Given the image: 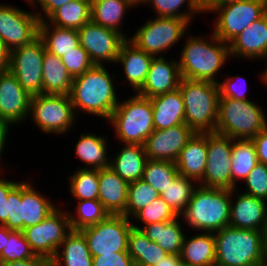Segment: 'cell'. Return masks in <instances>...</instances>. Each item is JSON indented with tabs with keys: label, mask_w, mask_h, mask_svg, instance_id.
Returning <instances> with one entry per match:
<instances>
[{
	"label": "cell",
	"mask_w": 267,
	"mask_h": 266,
	"mask_svg": "<svg viewBox=\"0 0 267 266\" xmlns=\"http://www.w3.org/2000/svg\"><path fill=\"white\" fill-rule=\"evenodd\" d=\"M154 56L147 54L139 49L129 39H126L120 47L116 62L114 65L120 64L123 70L125 81L121 80L124 84L127 83L132 92L136 93L145 81L148 74L150 64ZM134 90V91H133Z\"/></svg>",
	"instance_id": "cell-23"
},
{
	"label": "cell",
	"mask_w": 267,
	"mask_h": 266,
	"mask_svg": "<svg viewBox=\"0 0 267 266\" xmlns=\"http://www.w3.org/2000/svg\"><path fill=\"white\" fill-rule=\"evenodd\" d=\"M115 151L111 156L110 165L114 172H116L126 182L131 183L142 179L145 163L148 160L144 145L125 144ZM117 152V153H116Z\"/></svg>",
	"instance_id": "cell-27"
},
{
	"label": "cell",
	"mask_w": 267,
	"mask_h": 266,
	"mask_svg": "<svg viewBox=\"0 0 267 266\" xmlns=\"http://www.w3.org/2000/svg\"><path fill=\"white\" fill-rule=\"evenodd\" d=\"M129 183L111 168L99 169V201L110 215H125Z\"/></svg>",
	"instance_id": "cell-24"
},
{
	"label": "cell",
	"mask_w": 267,
	"mask_h": 266,
	"mask_svg": "<svg viewBox=\"0 0 267 266\" xmlns=\"http://www.w3.org/2000/svg\"><path fill=\"white\" fill-rule=\"evenodd\" d=\"M0 256L3 263L27 260L37 257L25 239L23 232L10 229L9 239H6L5 247L0 253Z\"/></svg>",
	"instance_id": "cell-45"
},
{
	"label": "cell",
	"mask_w": 267,
	"mask_h": 266,
	"mask_svg": "<svg viewBox=\"0 0 267 266\" xmlns=\"http://www.w3.org/2000/svg\"><path fill=\"white\" fill-rule=\"evenodd\" d=\"M68 179V189L72 199L99 200V169L76 168Z\"/></svg>",
	"instance_id": "cell-38"
},
{
	"label": "cell",
	"mask_w": 267,
	"mask_h": 266,
	"mask_svg": "<svg viewBox=\"0 0 267 266\" xmlns=\"http://www.w3.org/2000/svg\"><path fill=\"white\" fill-rule=\"evenodd\" d=\"M131 219L125 215H109L104 221L80 231L86 238L92 256L127 252Z\"/></svg>",
	"instance_id": "cell-13"
},
{
	"label": "cell",
	"mask_w": 267,
	"mask_h": 266,
	"mask_svg": "<svg viewBox=\"0 0 267 266\" xmlns=\"http://www.w3.org/2000/svg\"><path fill=\"white\" fill-rule=\"evenodd\" d=\"M243 182L245 189L241 192L267 201L266 164L258 162Z\"/></svg>",
	"instance_id": "cell-46"
},
{
	"label": "cell",
	"mask_w": 267,
	"mask_h": 266,
	"mask_svg": "<svg viewBox=\"0 0 267 266\" xmlns=\"http://www.w3.org/2000/svg\"><path fill=\"white\" fill-rule=\"evenodd\" d=\"M106 65H94L82 75L73 78L70 99L76 116L80 113L108 121L119 103V88H115L114 77Z\"/></svg>",
	"instance_id": "cell-1"
},
{
	"label": "cell",
	"mask_w": 267,
	"mask_h": 266,
	"mask_svg": "<svg viewBox=\"0 0 267 266\" xmlns=\"http://www.w3.org/2000/svg\"><path fill=\"white\" fill-rule=\"evenodd\" d=\"M6 173L0 174V225H4L8 220L7 215V198L9 192L20 182L12 181L8 177L5 178Z\"/></svg>",
	"instance_id": "cell-51"
},
{
	"label": "cell",
	"mask_w": 267,
	"mask_h": 266,
	"mask_svg": "<svg viewBox=\"0 0 267 266\" xmlns=\"http://www.w3.org/2000/svg\"><path fill=\"white\" fill-rule=\"evenodd\" d=\"M73 207V213L68 211L72 230H81L98 224L110 215L99 200H79Z\"/></svg>",
	"instance_id": "cell-40"
},
{
	"label": "cell",
	"mask_w": 267,
	"mask_h": 266,
	"mask_svg": "<svg viewBox=\"0 0 267 266\" xmlns=\"http://www.w3.org/2000/svg\"><path fill=\"white\" fill-rule=\"evenodd\" d=\"M256 102L220 98L215 133L233 140L255 137L267 126V113Z\"/></svg>",
	"instance_id": "cell-7"
},
{
	"label": "cell",
	"mask_w": 267,
	"mask_h": 266,
	"mask_svg": "<svg viewBox=\"0 0 267 266\" xmlns=\"http://www.w3.org/2000/svg\"><path fill=\"white\" fill-rule=\"evenodd\" d=\"M39 37L44 42L45 49L58 57L80 44L77 29L57 27L47 20L39 22Z\"/></svg>",
	"instance_id": "cell-34"
},
{
	"label": "cell",
	"mask_w": 267,
	"mask_h": 266,
	"mask_svg": "<svg viewBox=\"0 0 267 266\" xmlns=\"http://www.w3.org/2000/svg\"><path fill=\"white\" fill-rule=\"evenodd\" d=\"M30 99L10 71L0 72V123L15 127L29 120Z\"/></svg>",
	"instance_id": "cell-18"
},
{
	"label": "cell",
	"mask_w": 267,
	"mask_h": 266,
	"mask_svg": "<svg viewBox=\"0 0 267 266\" xmlns=\"http://www.w3.org/2000/svg\"><path fill=\"white\" fill-rule=\"evenodd\" d=\"M133 260L128 252H113L92 256V266H132Z\"/></svg>",
	"instance_id": "cell-50"
},
{
	"label": "cell",
	"mask_w": 267,
	"mask_h": 266,
	"mask_svg": "<svg viewBox=\"0 0 267 266\" xmlns=\"http://www.w3.org/2000/svg\"><path fill=\"white\" fill-rule=\"evenodd\" d=\"M194 134L186 124L154 130L144 143L146 156L151 160L176 162L181 150Z\"/></svg>",
	"instance_id": "cell-19"
},
{
	"label": "cell",
	"mask_w": 267,
	"mask_h": 266,
	"mask_svg": "<svg viewBox=\"0 0 267 266\" xmlns=\"http://www.w3.org/2000/svg\"><path fill=\"white\" fill-rule=\"evenodd\" d=\"M82 48L94 65L115 64L121 44L126 38L118 31L92 21L78 29Z\"/></svg>",
	"instance_id": "cell-17"
},
{
	"label": "cell",
	"mask_w": 267,
	"mask_h": 266,
	"mask_svg": "<svg viewBox=\"0 0 267 266\" xmlns=\"http://www.w3.org/2000/svg\"><path fill=\"white\" fill-rule=\"evenodd\" d=\"M181 256L176 254H168L165 258L161 259L154 266H180Z\"/></svg>",
	"instance_id": "cell-57"
},
{
	"label": "cell",
	"mask_w": 267,
	"mask_h": 266,
	"mask_svg": "<svg viewBox=\"0 0 267 266\" xmlns=\"http://www.w3.org/2000/svg\"><path fill=\"white\" fill-rule=\"evenodd\" d=\"M144 5L151 7L158 17H175L192 22L198 14H203L199 0H147Z\"/></svg>",
	"instance_id": "cell-39"
},
{
	"label": "cell",
	"mask_w": 267,
	"mask_h": 266,
	"mask_svg": "<svg viewBox=\"0 0 267 266\" xmlns=\"http://www.w3.org/2000/svg\"><path fill=\"white\" fill-rule=\"evenodd\" d=\"M178 176L179 172L175 162L148 159L142 179L161 194Z\"/></svg>",
	"instance_id": "cell-41"
},
{
	"label": "cell",
	"mask_w": 267,
	"mask_h": 266,
	"mask_svg": "<svg viewBox=\"0 0 267 266\" xmlns=\"http://www.w3.org/2000/svg\"><path fill=\"white\" fill-rule=\"evenodd\" d=\"M263 238H264V247H265V251L267 253V221L265 223V227L263 229Z\"/></svg>",
	"instance_id": "cell-60"
},
{
	"label": "cell",
	"mask_w": 267,
	"mask_h": 266,
	"mask_svg": "<svg viewBox=\"0 0 267 266\" xmlns=\"http://www.w3.org/2000/svg\"><path fill=\"white\" fill-rule=\"evenodd\" d=\"M207 162V133H195L176 160L179 175L194 180L203 179Z\"/></svg>",
	"instance_id": "cell-25"
},
{
	"label": "cell",
	"mask_w": 267,
	"mask_h": 266,
	"mask_svg": "<svg viewBox=\"0 0 267 266\" xmlns=\"http://www.w3.org/2000/svg\"><path fill=\"white\" fill-rule=\"evenodd\" d=\"M239 0H199L200 2V7L202 10V13H209L211 14V11L219 6L225 5V4H229L232 2H236Z\"/></svg>",
	"instance_id": "cell-56"
},
{
	"label": "cell",
	"mask_w": 267,
	"mask_h": 266,
	"mask_svg": "<svg viewBox=\"0 0 267 266\" xmlns=\"http://www.w3.org/2000/svg\"><path fill=\"white\" fill-rule=\"evenodd\" d=\"M198 184L187 177L179 175L160 197L180 216L188 207L192 193Z\"/></svg>",
	"instance_id": "cell-42"
},
{
	"label": "cell",
	"mask_w": 267,
	"mask_h": 266,
	"mask_svg": "<svg viewBox=\"0 0 267 266\" xmlns=\"http://www.w3.org/2000/svg\"><path fill=\"white\" fill-rule=\"evenodd\" d=\"M258 163L256 149L251 140H233L232 189L238 188Z\"/></svg>",
	"instance_id": "cell-37"
},
{
	"label": "cell",
	"mask_w": 267,
	"mask_h": 266,
	"mask_svg": "<svg viewBox=\"0 0 267 266\" xmlns=\"http://www.w3.org/2000/svg\"><path fill=\"white\" fill-rule=\"evenodd\" d=\"M113 126L115 139L125 144L144 145L154 131L153 110L150 98L134 93L119 100L108 120Z\"/></svg>",
	"instance_id": "cell-6"
},
{
	"label": "cell",
	"mask_w": 267,
	"mask_h": 266,
	"mask_svg": "<svg viewBox=\"0 0 267 266\" xmlns=\"http://www.w3.org/2000/svg\"><path fill=\"white\" fill-rule=\"evenodd\" d=\"M180 266H195V265H189V264H185V263L181 262Z\"/></svg>",
	"instance_id": "cell-63"
},
{
	"label": "cell",
	"mask_w": 267,
	"mask_h": 266,
	"mask_svg": "<svg viewBox=\"0 0 267 266\" xmlns=\"http://www.w3.org/2000/svg\"><path fill=\"white\" fill-rule=\"evenodd\" d=\"M184 39L185 44L177 59L181 78L218 84L219 72L231 60L229 44L220 40L212 31L209 36L204 34V37L190 33Z\"/></svg>",
	"instance_id": "cell-2"
},
{
	"label": "cell",
	"mask_w": 267,
	"mask_h": 266,
	"mask_svg": "<svg viewBox=\"0 0 267 266\" xmlns=\"http://www.w3.org/2000/svg\"><path fill=\"white\" fill-rule=\"evenodd\" d=\"M3 266H51V261L37 256L32 259L3 263Z\"/></svg>",
	"instance_id": "cell-53"
},
{
	"label": "cell",
	"mask_w": 267,
	"mask_h": 266,
	"mask_svg": "<svg viewBox=\"0 0 267 266\" xmlns=\"http://www.w3.org/2000/svg\"><path fill=\"white\" fill-rule=\"evenodd\" d=\"M177 217L178 215L159 196L156 200L149 203L145 208L138 211L131 218V222L134 228L141 229L145 225L157 222L171 221Z\"/></svg>",
	"instance_id": "cell-44"
},
{
	"label": "cell",
	"mask_w": 267,
	"mask_h": 266,
	"mask_svg": "<svg viewBox=\"0 0 267 266\" xmlns=\"http://www.w3.org/2000/svg\"><path fill=\"white\" fill-rule=\"evenodd\" d=\"M44 50V42L38 36L30 44L11 51L9 71L30 96L42 94Z\"/></svg>",
	"instance_id": "cell-14"
},
{
	"label": "cell",
	"mask_w": 267,
	"mask_h": 266,
	"mask_svg": "<svg viewBox=\"0 0 267 266\" xmlns=\"http://www.w3.org/2000/svg\"><path fill=\"white\" fill-rule=\"evenodd\" d=\"M51 266H92V255L80 230H71L66 235Z\"/></svg>",
	"instance_id": "cell-32"
},
{
	"label": "cell",
	"mask_w": 267,
	"mask_h": 266,
	"mask_svg": "<svg viewBox=\"0 0 267 266\" xmlns=\"http://www.w3.org/2000/svg\"><path fill=\"white\" fill-rule=\"evenodd\" d=\"M127 252L133 262L148 266L156 265L168 255L156 242L150 241L141 229L134 227L129 232Z\"/></svg>",
	"instance_id": "cell-35"
},
{
	"label": "cell",
	"mask_w": 267,
	"mask_h": 266,
	"mask_svg": "<svg viewBox=\"0 0 267 266\" xmlns=\"http://www.w3.org/2000/svg\"><path fill=\"white\" fill-rule=\"evenodd\" d=\"M38 15L40 21L47 20L61 6L72 0H24ZM40 6V9L38 7ZM40 10V11H39Z\"/></svg>",
	"instance_id": "cell-49"
},
{
	"label": "cell",
	"mask_w": 267,
	"mask_h": 266,
	"mask_svg": "<svg viewBox=\"0 0 267 266\" xmlns=\"http://www.w3.org/2000/svg\"><path fill=\"white\" fill-rule=\"evenodd\" d=\"M153 110L154 130H162L185 124V107L179 89L150 97Z\"/></svg>",
	"instance_id": "cell-26"
},
{
	"label": "cell",
	"mask_w": 267,
	"mask_h": 266,
	"mask_svg": "<svg viewBox=\"0 0 267 266\" xmlns=\"http://www.w3.org/2000/svg\"><path fill=\"white\" fill-rule=\"evenodd\" d=\"M211 13L215 18L211 31L229 44L244 29L267 13V0H239L216 7Z\"/></svg>",
	"instance_id": "cell-11"
},
{
	"label": "cell",
	"mask_w": 267,
	"mask_h": 266,
	"mask_svg": "<svg viewBox=\"0 0 267 266\" xmlns=\"http://www.w3.org/2000/svg\"><path fill=\"white\" fill-rule=\"evenodd\" d=\"M11 129L10 126L0 123V174L4 173V168L1 167V163L3 161V152L5 151L4 149H6V143H7V139H9V130ZM2 170V171H1Z\"/></svg>",
	"instance_id": "cell-55"
},
{
	"label": "cell",
	"mask_w": 267,
	"mask_h": 266,
	"mask_svg": "<svg viewBox=\"0 0 267 266\" xmlns=\"http://www.w3.org/2000/svg\"><path fill=\"white\" fill-rule=\"evenodd\" d=\"M61 61L72 78L82 75L85 71L90 70L94 66L89 54L80 44L74 48V50L63 55Z\"/></svg>",
	"instance_id": "cell-48"
},
{
	"label": "cell",
	"mask_w": 267,
	"mask_h": 266,
	"mask_svg": "<svg viewBox=\"0 0 267 266\" xmlns=\"http://www.w3.org/2000/svg\"><path fill=\"white\" fill-rule=\"evenodd\" d=\"M39 17L17 5L0 3V38L12 51L39 36Z\"/></svg>",
	"instance_id": "cell-16"
},
{
	"label": "cell",
	"mask_w": 267,
	"mask_h": 266,
	"mask_svg": "<svg viewBox=\"0 0 267 266\" xmlns=\"http://www.w3.org/2000/svg\"><path fill=\"white\" fill-rule=\"evenodd\" d=\"M253 142L257 160L267 165V126L251 139Z\"/></svg>",
	"instance_id": "cell-52"
},
{
	"label": "cell",
	"mask_w": 267,
	"mask_h": 266,
	"mask_svg": "<svg viewBox=\"0 0 267 266\" xmlns=\"http://www.w3.org/2000/svg\"><path fill=\"white\" fill-rule=\"evenodd\" d=\"M11 50L0 38V72H7L10 68Z\"/></svg>",
	"instance_id": "cell-54"
},
{
	"label": "cell",
	"mask_w": 267,
	"mask_h": 266,
	"mask_svg": "<svg viewBox=\"0 0 267 266\" xmlns=\"http://www.w3.org/2000/svg\"><path fill=\"white\" fill-rule=\"evenodd\" d=\"M60 205L42 222L22 230L25 239L36 256L52 261L66 235L72 230L69 209Z\"/></svg>",
	"instance_id": "cell-12"
},
{
	"label": "cell",
	"mask_w": 267,
	"mask_h": 266,
	"mask_svg": "<svg viewBox=\"0 0 267 266\" xmlns=\"http://www.w3.org/2000/svg\"><path fill=\"white\" fill-rule=\"evenodd\" d=\"M160 194L143 179L129 183L126 217L131 219L138 211L156 200Z\"/></svg>",
	"instance_id": "cell-43"
},
{
	"label": "cell",
	"mask_w": 267,
	"mask_h": 266,
	"mask_svg": "<svg viewBox=\"0 0 267 266\" xmlns=\"http://www.w3.org/2000/svg\"><path fill=\"white\" fill-rule=\"evenodd\" d=\"M240 190V188L231 190L229 226L263 231L267 221V201Z\"/></svg>",
	"instance_id": "cell-20"
},
{
	"label": "cell",
	"mask_w": 267,
	"mask_h": 266,
	"mask_svg": "<svg viewBox=\"0 0 267 266\" xmlns=\"http://www.w3.org/2000/svg\"><path fill=\"white\" fill-rule=\"evenodd\" d=\"M230 59L250 61L267 57V13L229 43Z\"/></svg>",
	"instance_id": "cell-22"
},
{
	"label": "cell",
	"mask_w": 267,
	"mask_h": 266,
	"mask_svg": "<svg viewBox=\"0 0 267 266\" xmlns=\"http://www.w3.org/2000/svg\"><path fill=\"white\" fill-rule=\"evenodd\" d=\"M224 80L218 82L220 98H231L234 100H253L248 97V83L245 77L238 75L222 76Z\"/></svg>",
	"instance_id": "cell-47"
},
{
	"label": "cell",
	"mask_w": 267,
	"mask_h": 266,
	"mask_svg": "<svg viewBox=\"0 0 267 266\" xmlns=\"http://www.w3.org/2000/svg\"><path fill=\"white\" fill-rule=\"evenodd\" d=\"M47 21L57 27L78 30L91 21V1L72 0L56 10Z\"/></svg>",
	"instance_id": "cell-36"
},
{
	"label": "cell",
	"mask_w": 267,
	"mask_h": 266,
	"mask_svg": "<svg viewBox=\"0 0 267 266\" xmlns=\"http://www.w3.org/2000/svg\"><path fill=\"white\" fill-rule=\"evenodd\" d=\"M108 136L97 133H81L76 141V158L80 159L85 166L80 169H103L110 165V152L108 150Z\"/></svg>",
	"instance_id": "cell-28"
},
{
	"label": "cell",
	"mask_w": 267,
	"mask_h": 266,
	"mask_svg": "<svg viewBox=\"0 0 267 266\" xmlns=\"http://www.w3.org/2000/svg\"><path fill=\"white\" fill-rule=\"evenodd\" d=\"M217 266L267 264L263 231L225 226L214 232Z\"/></svg>",
	"instance_id": "cell-3"
},
{
	"label": "cell",
	"mask_w": 267,
	"mask_h": 266,
	"mask_svg": "<svg viewBox=\"0 0 267 266\" xmlns=\"http://www.w3.org/2000/svg\"><path fill=\"white\" fill-rule=\"evenodd\" d=\"M131 2L135 7H138V5H144L147 0H128Z\"/></svg>",
	"instance_id": "cell-61"
},
{
	"label": "cell",
	"mask_w": 267,
	"mask_h": 266,
	"mask_svg": "<svg viewBox=\"0 0 267 266\" xmlns=\"http://www.w3.org/2000/svg\"><path fill=\"white\" fill-rule=\"evenodd\" d=\"M30 118L31 125L37 126L40 132L58 136L74 129L79 119L69 95L53 94L31 96Z\"/></svg>",
	"instance_id": "cell-9"
},
{
	"label": "cell",
	"mask_w": 267,
	"mask_h": 266,
	"mask_svg": "<svg viewBox=\"0 0 267 266\" xmlns=\"http://www.w3.org/2000/svg\"><path fill=\"white\" fill-rule=\"evenodd\" d=\"M133 8L135 6L128 0H91V21L114 29L129 39L130 36L122 29V25L126 19V12Z\"/></svg>",
	"instance_id": "cell-31"
},
{
	"label": "cell",
	"mask_w": 267,
	"mask_h": 266,
	"mask_svg": "<svg viewBox=\"0 0 267 266\" xmlns=\"http://www.w3.org/2000/svg\"><path fill=\"white\" fill-rule=\"evenodd\" d=\"M181 262L195 266H214L216 259L215 238L212 232L185 235L180 253Z\"/></svg>",
	"instance_id": "cell-30"
},
{
	"label": "cell",
	"mask_w": 267,
	"mask_h": 266,
	"mask_svg": "<svg viewBox=\"0 0 267 266\" xmlns=\"http://www.w3.org/2000/svg\"><path fill=\"white\" fill-rule=\"evenodd\" d=\"M6 239H9V229L5 225H0V253L5 247Z\"/></svg>",
	"instance_id": "cell-58"
},
{
	"label": "cell",
	"mask_w": 267,
	"mask_h": 266,
	"mask_svg": "<svg viewBox=\"0 0 267 266\" xmlns=\"http://www.w3.org/2000/svg\"><path fill=\"white\" fill-rule=\"evenodd\" d=\"M179 220H182L181 216L171 221L151 223L143 226L141 231L168 254L180 255L186 231Z\"/></svg>",
	"instance_id": "cell-29"
},
{
	"label": "cell",
	"mask_w": 267,
	"mask_h": 266,
	"mask_svg": "<svg viewBox=\"0 0 267 266\" xmlns=\"http://www.w3.org/2000/svg\"><path fill=\"white\" fill-rule=\"evenodd\" d=\"M42 94L69 95L72 76L61 61V57L44 50Z\"/></svg>",
	"instance_id": "cell-33"
},
{
	"label": "cell",
	"mask_w": 267,
	"mask_h": 266,
	"mask_svg": "<svg viewBox=\"0 0 267 266\" xmlns=\"http://www.w3.org/2000/svg\"><path fill=\"white\" fill-rule=\"evenodd\" d=\"M185 107V124L195 133H215L219 107L217 83L181 78L179 87Z\"/></svg>",
	"instance_id": "cell-5"
},
{
	"label": "cell",
	"mask_w": 267,
	"mask_h": 266,
	"mask_svg": "<svg viewBox=\"0 0 267 266\" xmlns=\"http://www.w3.org/2000/svg\"><path fill=\"white\" fill-rule=\"evenodd\" d=\"M231 190L197 186L180 215L185 225L196 232H216L229 226Z\"/></svg>",
	"instance_id": "cell-4"
},
{
	"label": "cell",
	"mask_w": 267,
	"mask_h": 266,
	"mask_svg": "<svg viewBox=\"0 0 267 266\" xmlns=\"http://www.w3.org/2000/svg\"><path fill=\"white\" fill-rule=\"evenodd\" d=\"M33 183L29 179L21 180L9 192L7 198L8 220L4 224L8 229L22 231L24 228L37 225L59 206L50 196L40 193Z\"/></svg>",
	"instance_id": "cell-8"
},
{
	"label": "cell",
	"mask_w": 267,
	"mask_h": 266,
	"mask_svg": "<svg viewBox=\"0 0 267 266\" xmlns=\"http://www.w3.org/2000/svg\"><path fill=\"white\" fill-rule=\"evenodd\" d=\"M191 23L175 17H151L136 28L129 40L147 54L164 56L163 53L170 51L186 36Z\"/></svg>",
	"instance_id": "cell-10"
},
{
	"label": "cell",
	"mask_w": 267,
	"mask_h": 266,
	"mask_svg": "<svg viewBox=\"0 0 267 266\" xmlns=\"http://www.w3.org/2000/svg\"><path fill=\"white\" fill-rule=\"evenodd\" d=\"M264 62L267 64V57L265 59H263ZM260 80H262L261 82H263L262 85H265V87L267 88V66L264 68L263 71H260Z\"/></svg>",
	"instance_id": "cell-59"
},
{
	"label": "cell",
	"mask_w": 267,
	"mask_h": 266,
	"mask_svg": "<svg viewBox=\"0 0 267 266\" xmlns=\"http://www.w3.org/2000/svg\"><path fill=\"white\" fill-rule=\"evenodd\" d=\"M233 139L207 133V162L199 186L232 190Z\"/></svg>",
	"instance_id": "cell-15"
},
{
	"label": "cell",
	"mask_w": 267,
	"mask_h": 266,
	"mask_svg": "<svg viewBox=\"0 0 267 266\" xmlns=\"http://www.w3.org/2000/svg\"><path fill=\"white\" fill-rule=\"evenodd\" d=\"M0 266H3V261L1 259V256H0Z\"/></svg>",
	"instance_id": "cell-64"
},
{
	"label": "cell",
	"mask_w": 267,
	"mask_h": 266,
	"mask_svg": "<svg viewBox=\"0 0 267 266\" xmlns=\"http://www.w3.org/2000/svg\"><path fill=\"white\" fill-rule=\"evenodd\" d=\"M132 266H148V265H143V264H140V263L133 262Z\"/></svg>",
	"instance_id": "cell-62"
},
{
	"label": "cell",
	"mask_w": 267,
	"mask_h": 266,
	"mask_svg": "<svg viewBox=\"0 0 267 266\" xmlns=\"http://www.w3.org/2000/svg\"><path fill=\"white\" fill-rule=\"evenodd\" d=\"M180 80L181 75L176 58L153 57L143 86L136 93L150 98L173 92L178 89Z\"/></svg>",
	"instance_id": "cell-21"
}]
</instances>
